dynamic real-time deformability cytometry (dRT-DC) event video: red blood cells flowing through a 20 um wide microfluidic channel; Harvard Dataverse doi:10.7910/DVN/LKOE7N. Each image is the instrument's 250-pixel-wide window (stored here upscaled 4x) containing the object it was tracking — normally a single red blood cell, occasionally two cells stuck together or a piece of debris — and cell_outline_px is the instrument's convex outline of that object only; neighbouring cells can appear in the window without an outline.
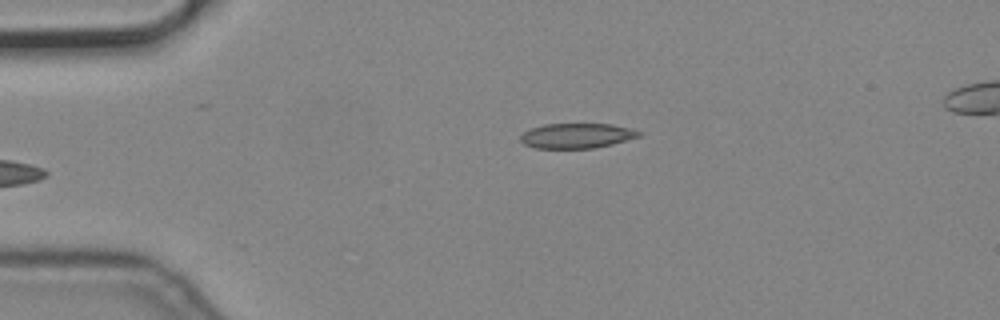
{"species": "common noctule bat (a hibernating species)", "species_latin": "Nyctalus noctula", "temperature_condition": "cold", "stored_images_in_passage": 5, "camera_frame_rate_fps": 3000, "um_per_image_px": 0.085, "animal": {"sex": "male", "body_mass_g": 19.2, "forearm_length_mm": 51.8}, "frame": {"image": 1, "passage_image": 5, "time_ms": 1.333, "image_size_px": [1000, 320], "cell_outline_px": [[640, 136], [612, 144], [592, 148], [536, 148], [524, 144], [520, 140], [520, 136], [524, 132], [532, 128], [544, 124], [612, 124], [628, 128], [640, 132]], "centroid_in_image_um": [48.99, 11.54], "position_along_channel_um": 36.0, "area_um2": 16.99}}